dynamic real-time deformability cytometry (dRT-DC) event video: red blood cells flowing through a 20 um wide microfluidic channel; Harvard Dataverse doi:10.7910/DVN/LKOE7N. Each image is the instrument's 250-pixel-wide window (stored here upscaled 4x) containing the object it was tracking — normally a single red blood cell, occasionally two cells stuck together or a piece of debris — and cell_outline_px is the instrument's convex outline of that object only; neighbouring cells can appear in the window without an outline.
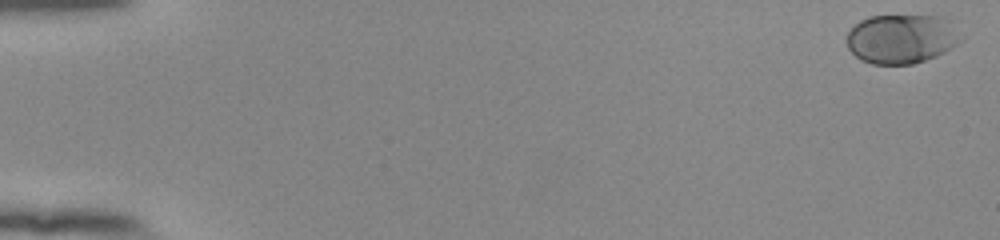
{"species": "human", "species_latin": "Homo sapiens", "temperature_condition": "room temperature", "stored_images_in_passage": 54, "camera_frame_rate_fps": 3000, "um_per_image_px": 0.085, "donor": {"sex": "female"}, "frame": {"image": 1, "passage_image": 1, "time_ms": 0.0, "image_size_px": [1000, 240], "cell_outline_px": [[964, 36], [956, 44], [944, 52], [936, 56], [912, 64], [872, 64], [860, 60], [848, 48], [848, 32], [860, 20], [868, 16], [944, 16]], "centroid_in_image_um": [76.64, 3.29], "position_along_channel_um": 8.4, "area_um2": 32.71}}
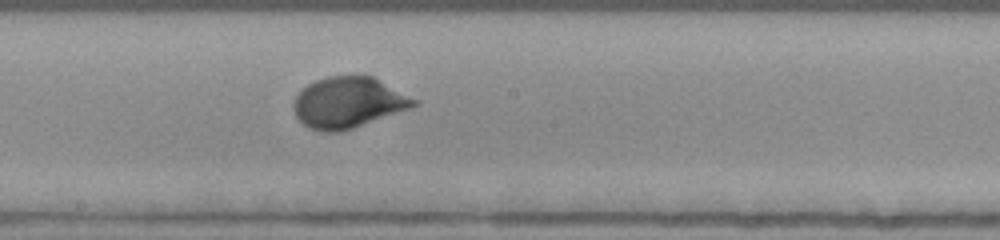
{"frame": {"image": 2, "passage_image": 31, "time_ms": 10.0, "image_size_px": [1000, 240], "cell_outline_px": [[420, 104], [412, 108], [340, 132], [324, 132], [308, 128], [296, 116], [292, 108], [292, 104], [296, 96], [308, 84], [316, 80], [328, 76], [372, 76], [420, 100]], "centroid_in_image_um": [29.63, 8.72], "position_along_channel_um": 218.6, "area_um2": 35.78}}
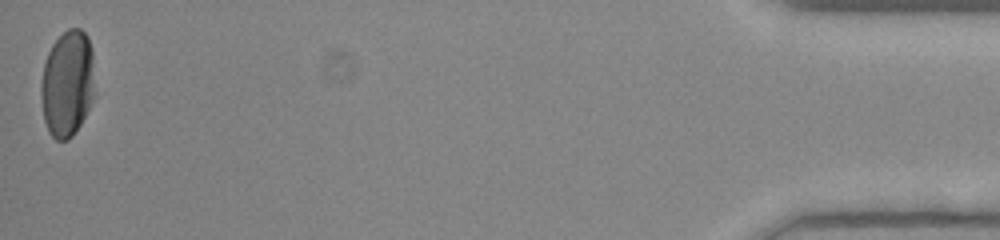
{"frame": {"image": 3, "passage_image": 54, "time_ms": 17.667, "image_size_px": [1000, 240], "cell_outline_px": [[92, 96], [88, 108], [80, 124], [72, 136], [68, 140], [56, 140], [48, 132], [44, 120], [40, 92], [40, 84], [44, 64], [48, 52], [52, 44], [68, 28], [80, 28], [88, 36], [92, 48]], "centroid_in_image_um": [5.69, 7.09], "position_along_channel_um": 429.5, "area_um2": 33.0}, "authors_computed_cell_mechanics": {"area_um2": 33.0616, "velocity_mm_per_s": 3.8706, "shape_relaxation_time_tau1_ms": 2.756, "shape_relaxation_time_tau2_ms": null, "deformation_change_tau1": 0.1409, "deformation_change_tau2": null}}